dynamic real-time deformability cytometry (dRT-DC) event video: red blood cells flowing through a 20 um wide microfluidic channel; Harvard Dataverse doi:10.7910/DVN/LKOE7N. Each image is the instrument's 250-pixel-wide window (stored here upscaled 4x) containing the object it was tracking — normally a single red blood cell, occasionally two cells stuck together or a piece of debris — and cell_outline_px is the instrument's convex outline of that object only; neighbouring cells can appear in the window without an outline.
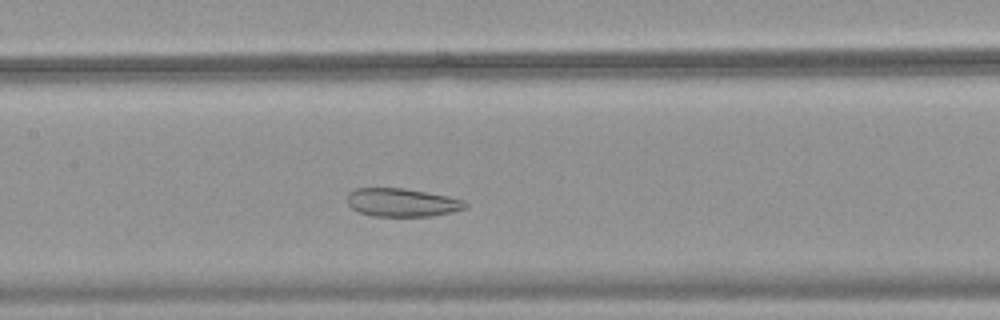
{"species": "common noctule bat (a hibernating species)", "species_latin": "Nyctalus noctula", "temperature_condition": "warm", "stored_images_in_passage": 37, "camera_frame_rate_fps": 3000, "um_per_image_px": 0.085, "animal": {"sex": "female", "body_mass_g": 18.4}, "frame": {"image": 1, "passage_image": 18, "time_ms": 5.667, "image_size_px": [1000, 320], "cell_outline_px": [[468, 204], [464, 208], [452, 212], [432, 216], [372, 216], [360, 212], [352, 208], [348, 204], [348, 192], [356, 188], [404, 188], [448, 196], [464, 200]], "centroid_in_image_um": [34.17, 17.21], "position_along_channel_um": 173.2, "area_um2": 19.42}}
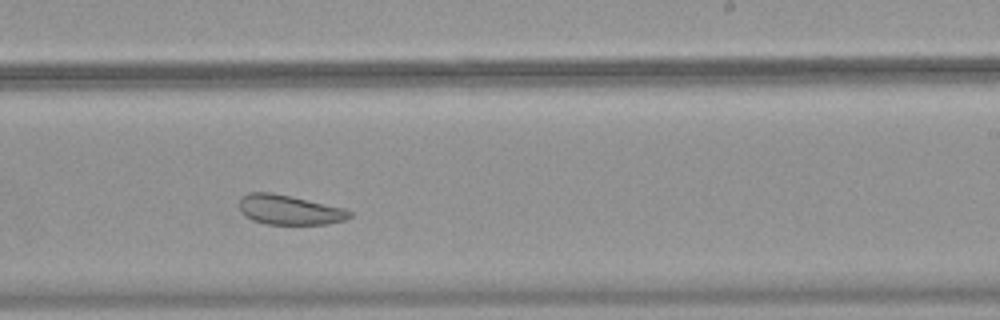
{"frame": {"image": 2, "passage_image": 25, "time_ms": 8.0, "image_size_px": [1000, 320], "cell_outline_px": [[352, 216], [344, 220], [328, 224], [268, 224], [252, 220], [244, 216], [240, 212], [240, 200], [248, 192], [272, 192], [344, 208], [352, 212]], "centroid_in_image_um": [24.59, 17.84], "position_along_channel_um": 264.4, "area_um2": 19.02}}
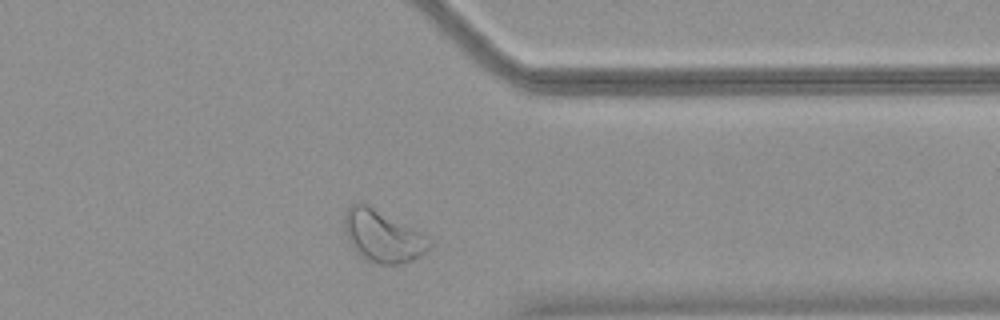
{"frame": {"image": 3, "passage_image": 34, "time_ms": 11.0, "image_size_px": [1000, 320], "cell_outline_px": [[432, 244], [420, 256], [412, 260], [396, 264], [380, 264], [360, 256], [352, 248], [348, 240], [344, 228], [344, 216], [348, 208], [352, 204], [360, 200], [368, 204], [412, 228], [432, 240]], "centroid_in_image_um": [32.48, 20.05], "position_along_channel_um": 378.9, "area_um2": 25.43}}